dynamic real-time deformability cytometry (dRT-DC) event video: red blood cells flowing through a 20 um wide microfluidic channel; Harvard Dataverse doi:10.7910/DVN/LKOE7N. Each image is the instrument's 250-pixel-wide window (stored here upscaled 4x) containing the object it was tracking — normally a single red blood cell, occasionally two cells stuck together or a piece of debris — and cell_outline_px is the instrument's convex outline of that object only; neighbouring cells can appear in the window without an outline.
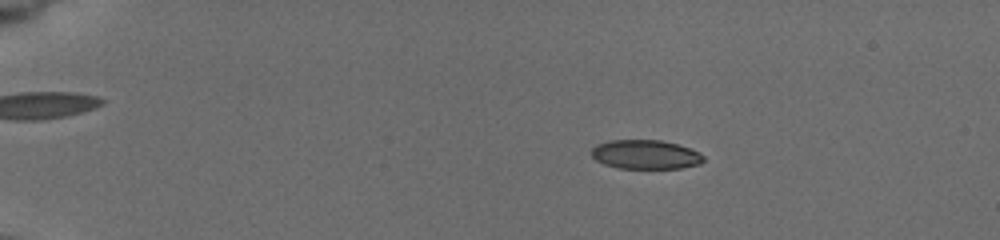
{"species": "common noctule bat (a hibernating species)", "species_latin": "Nyctalus noctula", "temperature_condition": "cold", "stored_images_in_passage": 56, "camera_frame_rate_fps": 3000, "um_per_image_px": 0.085, "animal": {"sex": "female", "body_mass_g": 19.5, "forearm_length_mm": 54.1}, "frame": {"image": 1, "passage_image": 12, "time_ms": 3.667, "image_size_px": [1000, 240], "cell_outline_px": [[704, 160], [700, 164], [680, 168], [620, 168], [604, 164], [596, 160], [592, 156], [592, 148], [596, 144], [608, 140], [660, 140], [676, 144], [688, 148], [704, 156]], "centroid_in_image_um": [54.83, 13.13], "position_along_channel_um": 30.2, "area_um2": 18.84}}
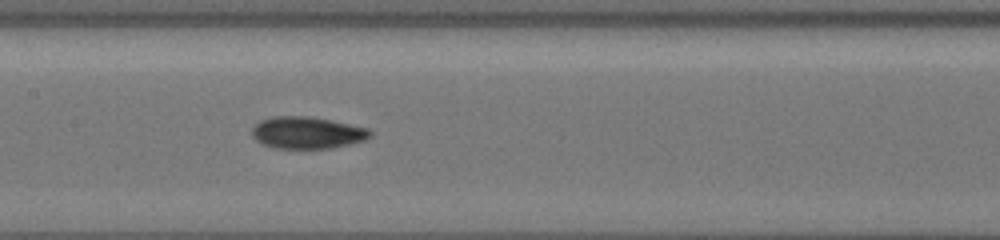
{"frame": {"image": 2, "passage_image": 31, "time_ms": 10.0, "image_size_px": [1000, 240], "cell_outline_px": [[372, 136], [364, 140], [332, 148], [272, 148], [256, 140], [252, 136], [252, 128], [260, 120], [272, 116], [308, 116], [332, 120], [368, 128], [372, 132]], "centroid_in_image_um": [26.1, 11.27], "position_along_channel_um": 181.3, "area_um2": 22.02}}
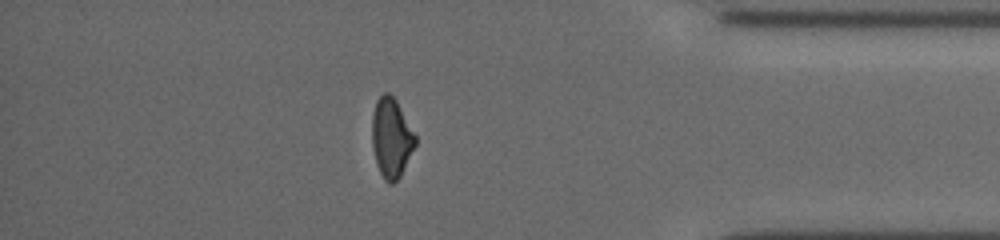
{"frame": {"image": 3, "passage_image": 50, "time_ms": 16.333, "image_size_px": [1000, 240], "cell_outline_px": [[416, 144], [400, 176], [392, 184], [388, 184], [384, 180], [376, 164], [372, 144], [372, 116], [376, 100], [384, 92], [388, 92], [396, 100], [416, 136]], "centroid_in_image_um": [33.25, 11.72], "position_along_channel_um": 402.0, "area_um2": 19.94}, "authors_computed_cell_mechanics": {"area_um2": 20.2589, "velocity_mm_per_s": 3.8472, "shape_relaxation_time_tau1_ms": 6.227, "shape_relaxation_time_tau2_ms": 2.057, "deformation_change_tau1": 0.1372, "deformation_change_tau2": 0.0694}}